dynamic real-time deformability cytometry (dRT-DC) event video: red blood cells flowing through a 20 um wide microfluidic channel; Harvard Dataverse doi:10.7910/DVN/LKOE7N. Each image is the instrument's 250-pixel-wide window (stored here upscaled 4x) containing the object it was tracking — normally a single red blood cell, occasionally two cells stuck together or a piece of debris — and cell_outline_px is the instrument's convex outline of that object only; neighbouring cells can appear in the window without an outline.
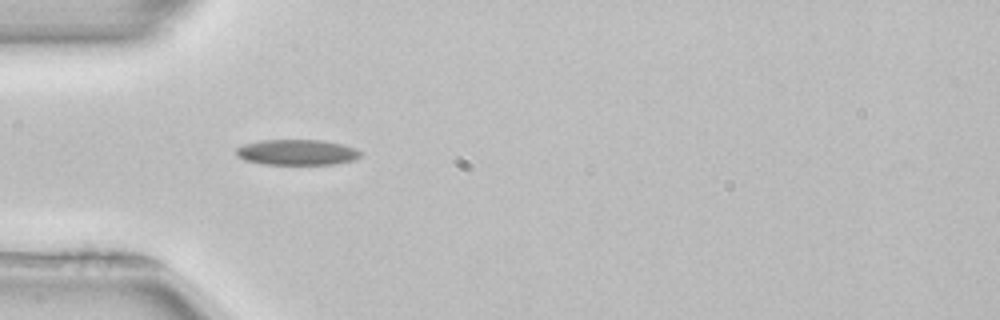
{"species": "common noctule bat (a hibernating species)", "species_latin": "Nyctalus noctula", "temperature_condition": "room temperature", "stored_images_in_passage": 51, "camera_frame_rate_fps": 3000, "um_per_image_px": 0.085, "animal": {"sex": "female", "body_mass_g": 22.7, "forearm_length_mm": 54.2}, "frame": {"image": 1, "passage_image": 15, "time_ms": 4.667, "image_size_px": [1000, 320], "cell_outline_px": [[364, 152], [360, 156], [352, 160], [336, 164], [264, 164], [244, 160], [236, 156], [236, 148], [244, 144], [260, 140], [324, 140], [356, 148]], "centroid_in_image_um": [25.24, 12.94], "position_along_channel_um": 59.8, "area_um2": 18.61}}